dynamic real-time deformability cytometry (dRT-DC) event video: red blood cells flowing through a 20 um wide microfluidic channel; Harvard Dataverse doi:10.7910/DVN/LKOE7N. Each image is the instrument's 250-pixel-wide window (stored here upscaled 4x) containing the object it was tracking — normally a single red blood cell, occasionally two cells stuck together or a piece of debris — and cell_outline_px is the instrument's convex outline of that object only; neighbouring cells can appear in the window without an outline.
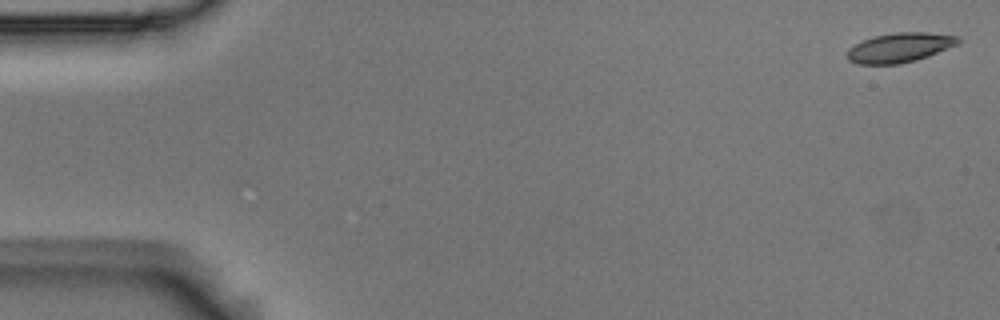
{"species": "Egyptian fruit bat (a non-hibernating species)", "species_latin": "Rousettus aegyptiacus", "temperature_condition": "room temperature", "stored_images_in_passage": 6, "camera_frame_rate_fps": 3000, "um_per_image_px": 0.085, "animal": {"sex": "male"}, "frame": {"image": 1, "passage_image": 1, "time_ms": 0.0, "image_size_px": [1000, 320], "cell_outline_px": [[960, 44], [928, 56], [916, 60], [900, 64], [856, 64], [848, 60], [848, 48], [872, 36], [896, 32], [928, 32], [956, 36], [960, 40]], "centroid_in_image_um": [76.49, 4.04], "position_along_channel_um": 8.5, "area_um2": 19.13}}
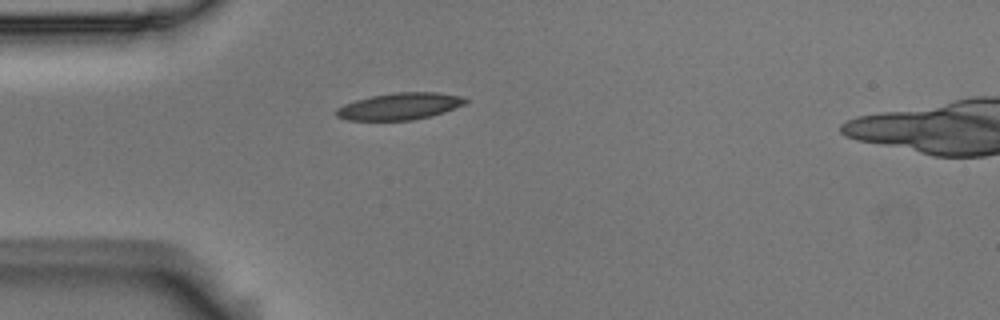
{"frame": {"image": 2, "passage_image": 5, "time_ms": 1.333, "image_size_px": [1000, 320], "cell_outline_px": [[468, 100], [464, 104], [444, 112], [412, 120], [348, 120], [336, 116], [336, 108], [344, 104], [356, 100], [372, 96], [396, 92], [436, 92], [464, 96]], "centroid_in_image_um": [33.98, 9.03], "position_along_channel_um": 51.0, "area_um2": 20.06}}